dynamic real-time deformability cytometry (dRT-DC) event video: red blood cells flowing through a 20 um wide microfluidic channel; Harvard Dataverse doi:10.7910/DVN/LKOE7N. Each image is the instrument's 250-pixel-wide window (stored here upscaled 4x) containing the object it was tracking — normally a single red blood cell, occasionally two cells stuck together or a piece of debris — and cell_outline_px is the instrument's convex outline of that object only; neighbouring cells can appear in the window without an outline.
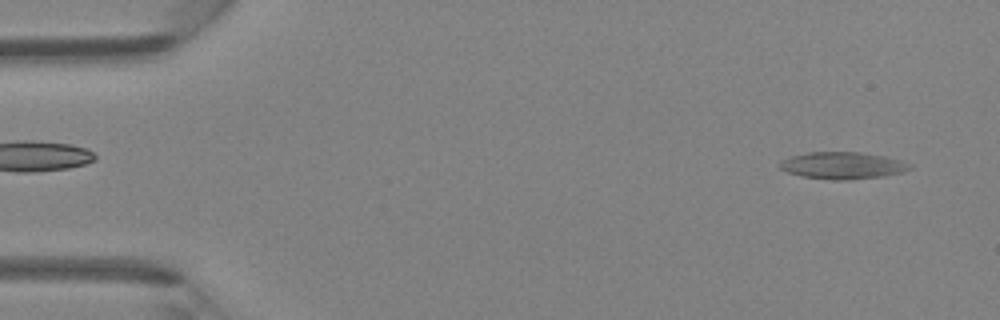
{"species": "Egyptian fruit bat (a non-hibernating species)", "species_latin": "Rousettus aegyptiacus", "temperature_condition": "room temperature", "stored_images_in_passage": 45, "camera_frame_rate_fps": 3000, "um_per_image_px": 0.085, "animal": {"sex": "female"}, "frame": {"image": 1, "passage_image": 2, "time_ms": 0.333, "image_size_px": [1000, 320], "cell_outline_px": [[912, 168], [904, 172], [884, 176], [848, 180], [832, 180], [804, 176], [788, 172], [780, 168], [780, 160], [792, 156], [808, 152], [860, 152], [884, 156], [900, 160], [912, 164]], "centroid_in_image_um": [71.66, 14.07], "position_along_channel_um": 13.3, "area_um2": 20.4}}
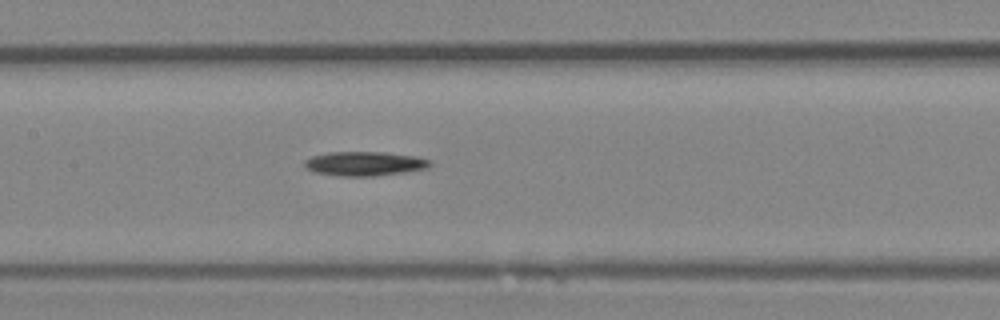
{"frame": {"image": 2, "passage_image": 21, "time_ms": 6.667, "image_size_px": [1000, 320], "cell_outline_px": [[432, 164], [428, 168], [404, 172], [372, 176], [340, 176], [312, 172], [304, 168], [304, 160], [312, 156], [328, 152], [384, 152], [416, 156], [432, 160]], "centroid_in_image_um": [30.97, 13.91], "position_along_channel_um": 176.4, "area_um2": 17.92}}
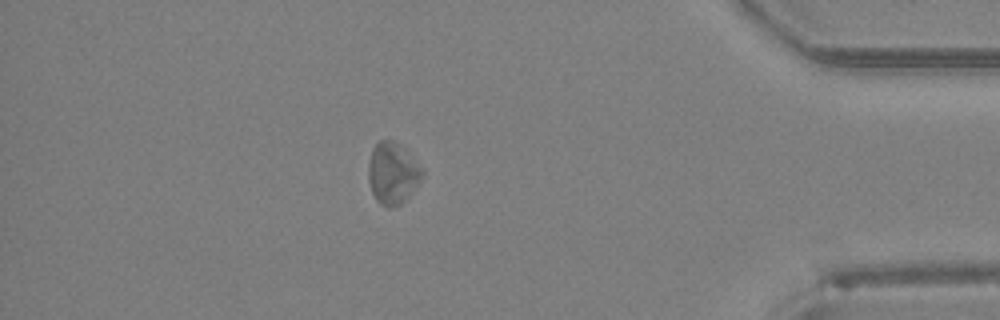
{"frame": {"image": 3, "passage_image": 39, "time_ms": 12.667, "image_size_px": [1000, 320], "cell_outline_px": [[424, 176], [412, 192], [400, 204], [392, 208], [388, 208], [380, 204], [376, 200], [372, 192], [368, 180], [368, 164], [372, 148], [380, 140], [392, 140], [404, 144], [424, 172]], "centroid_in_image_um": [33.38, 14.7], "position_along_channel_um": 401.8, "area_um2": 19.71}}